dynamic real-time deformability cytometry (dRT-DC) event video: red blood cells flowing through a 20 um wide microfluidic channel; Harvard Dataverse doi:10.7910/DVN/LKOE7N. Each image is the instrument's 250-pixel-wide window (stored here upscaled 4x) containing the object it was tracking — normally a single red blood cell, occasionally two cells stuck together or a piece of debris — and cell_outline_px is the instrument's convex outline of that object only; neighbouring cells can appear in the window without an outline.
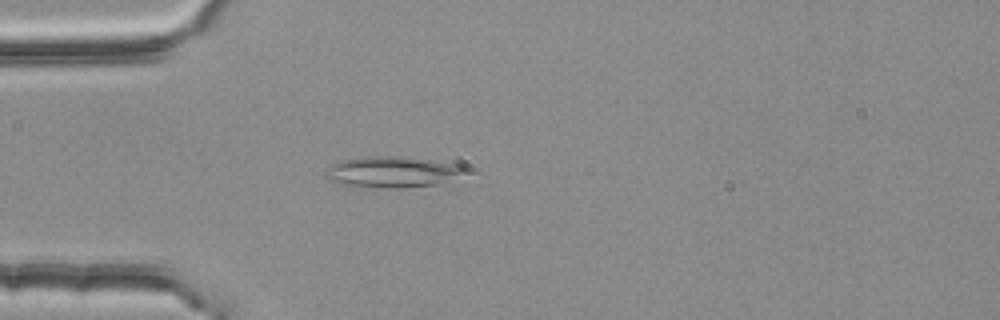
{"species": "common noctule bat (a hibernating species)", "species_latin": "Nyctalus noctula", "temperature_condition": "room temperature", "stored_images_in_passage": 4, "camera_frame_rate_fps": 3000, "um_per_image_px": 0.085, "animal": {"sex": "female", "body_mass_g": 25.1}, "frame": {"image": 1, "passage_image": 4, "time_ms": 1.0, "image_size_px": [1000, 320], "cell_outline_px": [[480, 172], [432, 184], [396, 188], [352, 188], [328, 180], [324, 176], [324, 172], [332, 164], [344, 160], [372, 156], [400, 156], [432, 160], [460, 164], [476, 168]], "centroid_in_image_um": [33.48, 14.63], "position_along_channel_um": 51.5, "area_um2": 26.24}}